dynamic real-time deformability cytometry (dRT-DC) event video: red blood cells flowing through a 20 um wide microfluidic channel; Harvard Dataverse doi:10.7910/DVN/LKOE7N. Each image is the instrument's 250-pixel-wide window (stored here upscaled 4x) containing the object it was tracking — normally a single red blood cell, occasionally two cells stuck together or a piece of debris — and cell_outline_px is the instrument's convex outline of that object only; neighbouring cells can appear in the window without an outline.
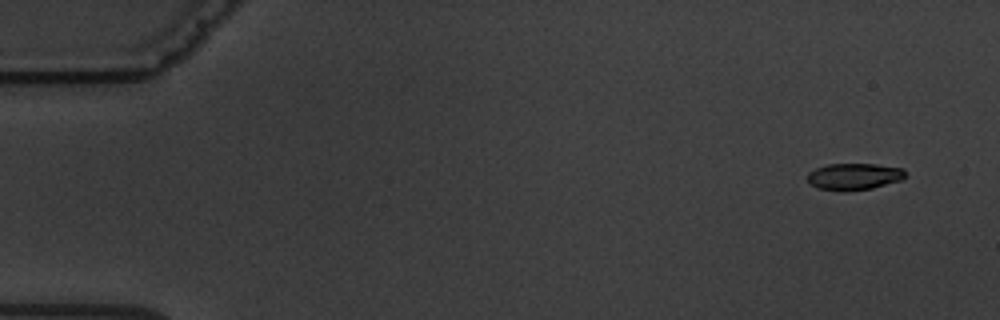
{"species": "common noctule bat (a hibernating species)", "species_latin": "Nyctalus noctula", "temperature_condition": "warm", "stored_images_in_passage": 6, "camera_frame_rate_fps": 3000, "um_per_image_px": 0.085, "animal": {"sex": "male", "body_mass_g": 19.5, "forearm_length_mm": 54.6}, "frame": {"image": 1, "passage_image": 2, "time_ms": 1.0, "image_size_px": [1000, 320], "cell_outline_px": [[908, 176], [900, 180], [872, 188], [848, 192], [844, 192], [820, 188], [812, 184], [808, 180], [808, 172], [816, 168], [828, 164], [876, 164], [904, 168]], "centroid_in_image_um": [72.64, 15.0], "position_along_channel_um": 12.4, "area_um2": 15.32}}